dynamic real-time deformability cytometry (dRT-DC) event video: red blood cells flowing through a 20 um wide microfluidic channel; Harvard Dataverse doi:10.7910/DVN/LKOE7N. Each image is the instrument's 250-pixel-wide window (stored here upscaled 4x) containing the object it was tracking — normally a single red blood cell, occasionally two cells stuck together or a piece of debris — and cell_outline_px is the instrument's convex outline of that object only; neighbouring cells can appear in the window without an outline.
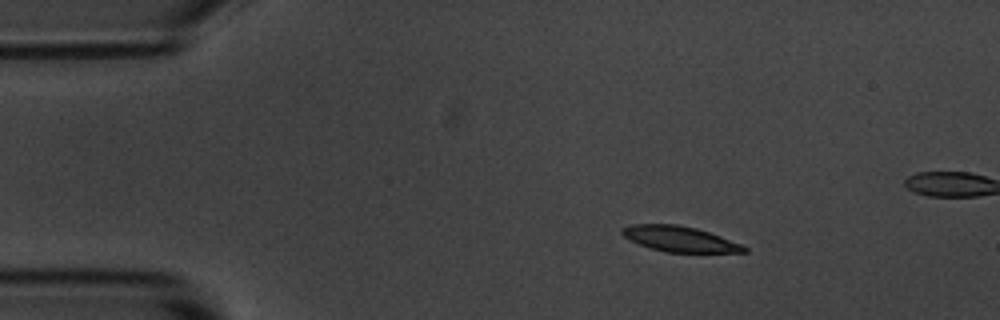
{"species": "common noctule bat (a hibernating species)", "species_latin": "Nyctalus noctula", "temperature_condition": "room temperature", "stored_images_in_passage": 56, "camera_frame_rate_fps": 3000, "um_per_image_px": 0.085, "animal": {"sex": "male", "body_mass_g": 20.1, "forearm_length_mm": 53.5}, "frame": {"image": 1, "passage_image": 8, "time_ms": 2.333, "image_size_px": [1000, 320], "cell_outline_px": [[748, 252], [664, 252], [648, 248], [624, 236], [620, 232], [620, 228], [632, 224], [676, 224], [696, 228], [720, 236], [740, 244], [748, 248]], "centroid_in_image_um": [57.74, 20.31], "position_along_channel_um": 27.3, "area_um2": 17.98}}
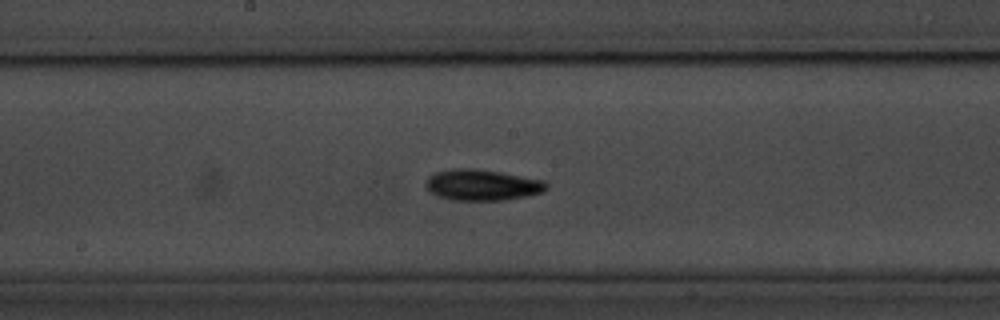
{"frame": {"image": 2, "passage_image": 28, "time_ms": 9.0, "image_size_px": [1000, 320], "cell_outline_px": [[548, 188], [544, 192], [504, 200], [452, 200], [436, 196], [428, 192], [424, 184], [428, 176], [436, 172], [456, 168], [472, 168], [500, 172], [544, 180], [548, 184]], "centroid_in_image_um": [40.95, 15.72], "position_along_channel_um": 207.3, "area_um2": 21.96}}
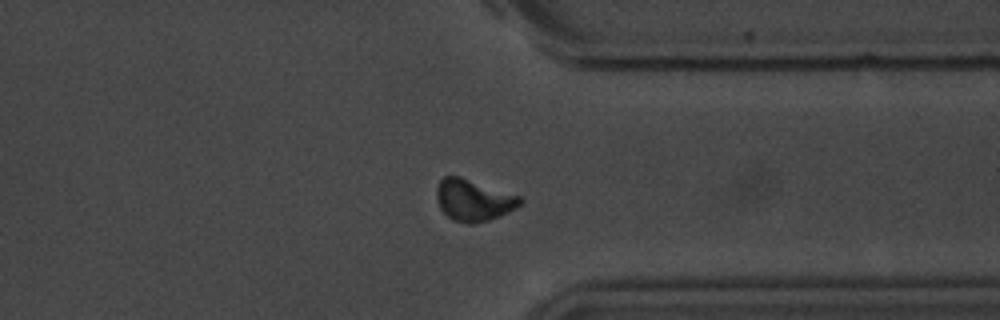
{"frame": {"image": 3, "passage_image": 42, "time_ms": 13.667, "image_size_px": [1000, 320], "cell_outline_px": [[524, 200], [516, 208], [500, 216], [476, 224], [468, 224], [452, 220], [440, 208], [436, 196], [436, 188], [440, 180], [444, 176], [460, 176], [520, 196]], "centroid_in_image_um": [40.24, 17.02], "position_along_channel_um": 371.2, "area_um2": 20.29}, "authors_computed_cell_mechanics": {"area_um2": 19.3052, "velocity_mm_per_s": 3.5647, "shape_relaxation_time_tau1_ms": 2.2848, "shape_relaxation_time_tau2_ms": null, "deformation_change_tau1": 0.1102, "deformation_change_tau2": null}}